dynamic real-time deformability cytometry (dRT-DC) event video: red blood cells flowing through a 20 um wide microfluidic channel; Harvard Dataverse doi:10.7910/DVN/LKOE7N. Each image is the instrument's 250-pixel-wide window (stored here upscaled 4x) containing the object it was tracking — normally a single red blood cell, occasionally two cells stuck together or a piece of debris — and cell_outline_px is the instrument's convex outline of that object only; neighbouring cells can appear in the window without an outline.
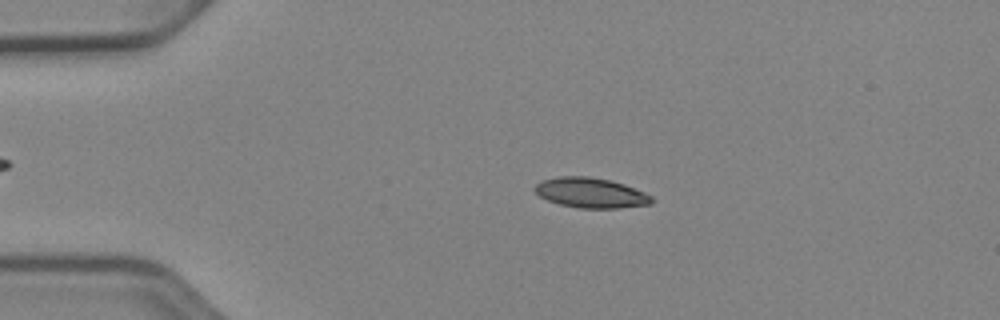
{"species": "Egyptian fruit bat (a non-hibernating species)", "species_latin": "Rousettus aegyptiacus", "temperature_condition": "cold", "stored_images_in_passage": 51, "camera_frame_rate_fps": 3000, "um_per_image_px": 0.085, "animal": {"sex": "female"}, "frame": {"image": 1, "passage_image": 11, "time_ms": 3.333, "image_size_px": [1000, 320], "cell_outline_px": [[652, 204], [620, 208], [580, 208], [560, 204], [548, 200], [540, 196], [532, 188], [540, 180], [556, 176], [588, 176], [608, 180], [624, 184], [644, 192], [652, 196]], "centroid_in_image_um": [50.19, 16.38], "position_along_channel_um": 34.8, "area_um2": 20.52}}
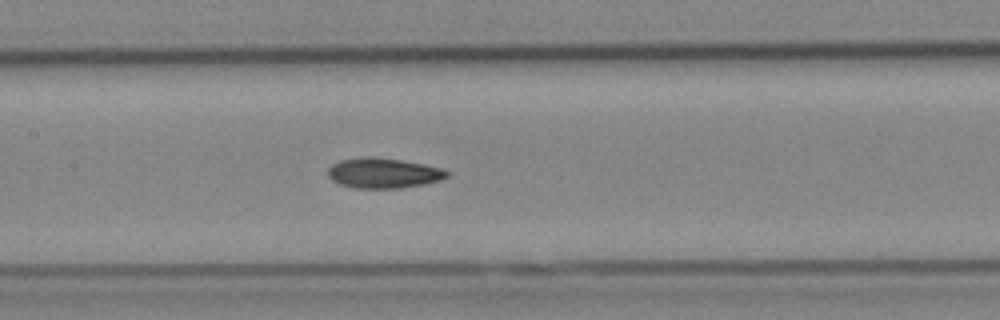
{"frame": {"image": 2, "passage_image": 25, "time_ms": 8.0, "image_size_px": [1000, 320], "cell_outline_px": [[448, 176], [440, 180], [424, 184], [400, 188], [356, 188], [340, 184], [332, 180], [328, 176], [328, 168], [332, 164], [340, 160], [364, 156], [372, 156], [400, 160], [424, 164], [440, 168], [448, 172]], "centroid_in_image_um": [32.56, 14.7], "position_along_channel_um": 174.8, "area_um2": 20.87}}
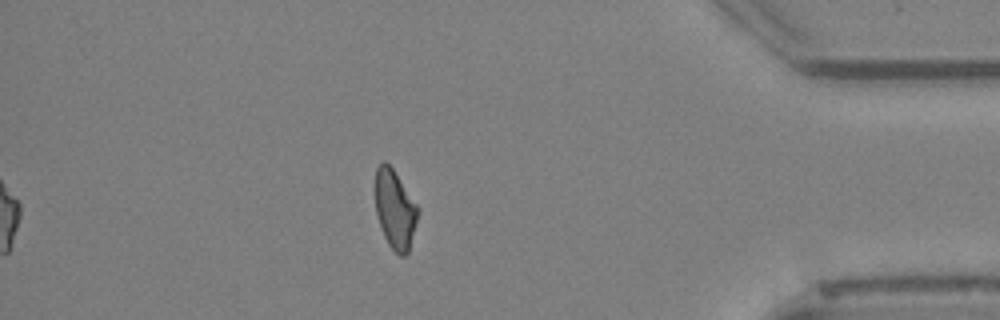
{"frame": {"image": 3, "passage_image": 45, "time_ms": 14.667, "image_size_px": [1000, 320], "cell_outline_px": [[416, 220], [408, 252], [404, 256], [400, 256], [388, 244], [384, 236], [376, 212], [376, 168], [384, 160], [392, 168], [416, 204]], "centroid_in_image_um": [33.54, 17.8], "position_along_channel_um": 401.7, "area_um2": 18.73}, "authors_computed_cell_mechanics": {"area_um2": 20.3456, "velocity_mm_per_s": 3.9631, "shape_relaxation_time_tau1_ms": 10.694, "shape_relaxation_time_tau2_ms": 4.5881, "deformation_change_tau1": 0.2024, "deformation_change_tau2": 0.0988}}